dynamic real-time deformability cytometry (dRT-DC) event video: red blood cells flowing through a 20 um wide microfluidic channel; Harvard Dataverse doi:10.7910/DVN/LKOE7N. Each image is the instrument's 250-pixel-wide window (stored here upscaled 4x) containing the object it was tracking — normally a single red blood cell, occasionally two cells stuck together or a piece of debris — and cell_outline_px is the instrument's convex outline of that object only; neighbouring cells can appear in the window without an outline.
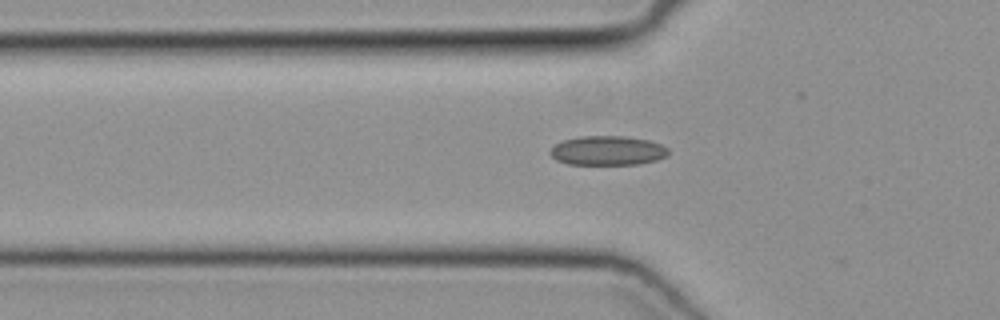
{"species": "common noctule bat (a hibernating species)", "species_latin": "Nyctalus noctula", "temperature_condition": "cold", "stored_images_in_passage": 44, "camera_frame_rate_fps": 3000, "um_per_image_px": 0.085, "animal": {"sex": "female", "body_mass_g": 19.3, "forearm_length_mm": 54.1}, "frame": {"image": 1, "passage_image": 17, "time_ms": 5.333, "image_size_px": [1000, 320], "cell_outline_px": [[668, 156], [656, 160], [640, 164], [568, 164], [556, 160], [548, 152], [556, 144], [564, 140], [580, 136], [624, 136], [648, 140], [660, 144], [668, 148]], "centroid_in_image_um": [51.65, 12.8], "position_along_channel_um": 74.1, "area_um2": 20.17}}
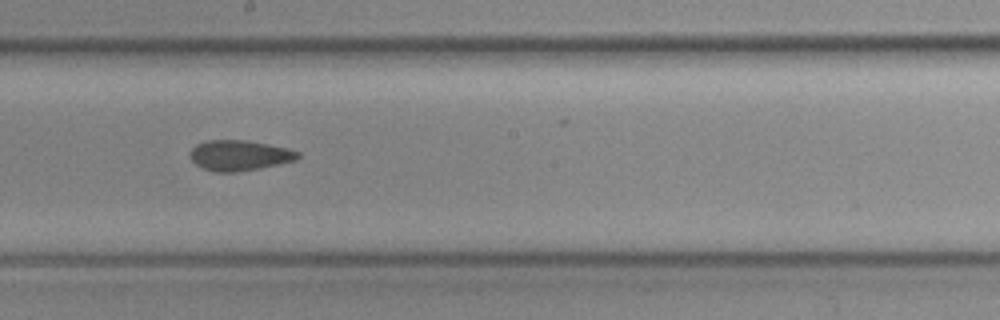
{"frame": {"image": 2, "passage_image": 28, "time_ms": 9.0, "image_size_px": [1000, 320], "cell_outline_px": [[300, 156], [296, 160], [260, 168], [236, 172], [216, 172], [204, 168], [196, 164], [192, 160], [188, 152], [196, 144], [208, 140], [248, 140], [288, 148], [300, 152]], "centroid_in_image_um": [20.35, 13.2], "position_along_channel_um": 227.8, "area_um2": 19.13}}
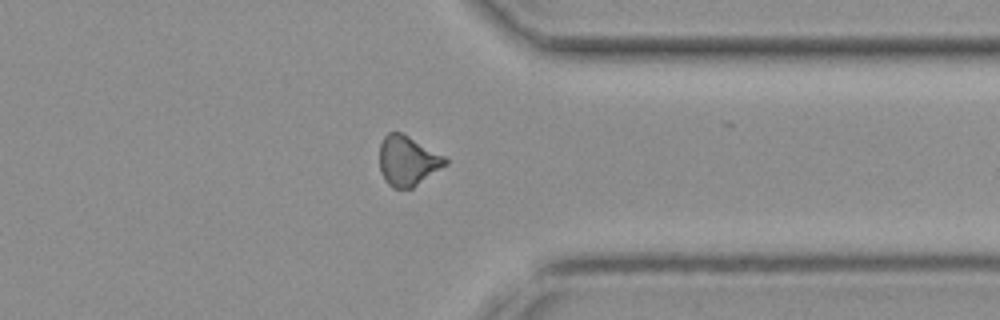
{"frame": {"image": 3, "passage_image": 39, "time_ms": 12.667, "image_size_px": [1000, 320], "cell_outline_px": [[448, 164], [412, 188], [392, 188], [384, 180], [380, 172], [380, 144], [384, 136], [388, 132], [400, 132], [408, 136], [444, 156], [448, 160]], "centroid_in_image_um": [34.63, 13.68], "position_along_channel_um": 376.8, "area_um2": 19.02}}